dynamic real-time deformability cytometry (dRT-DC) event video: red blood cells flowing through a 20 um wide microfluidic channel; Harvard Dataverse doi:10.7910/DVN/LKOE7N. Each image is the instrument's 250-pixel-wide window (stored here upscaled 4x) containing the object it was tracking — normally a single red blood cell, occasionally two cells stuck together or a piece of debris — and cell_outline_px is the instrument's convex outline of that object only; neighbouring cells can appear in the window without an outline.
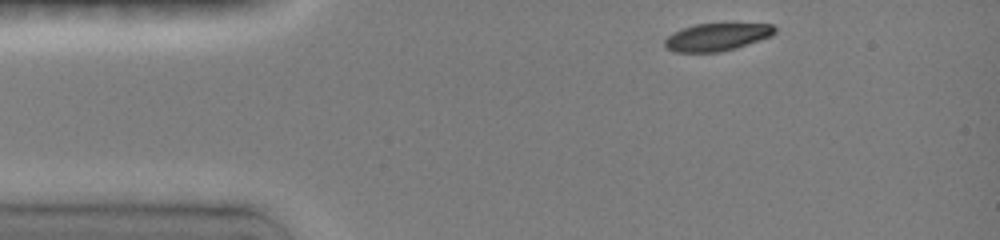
{"species": "common noctule bat (a hibernating species)", "species_latin": "Nyctalus noctula", "temperature_condition": "room temperature", "stored_images_in_passage": 32, "camera_frame_rate_fps": 3000, "um_per_image_px": 0.085, "animal": {"sex": "female", "body_mass_g": 19.0, "forearm_length_mm": 51.5}, "frame": {"image": 1, "passage_image": 1, "time_ms": 0.0, "image_size_px": [1000, 240], "cell_outline_px": [[776, 32], [772, 36], [720, 52], [676, 52], [668, 48], [664, 44], [664, 40], [668, 36], [684, 28], [696, 24], [772, 24], [776, 28]], "centroid_in_image_um": [60.95, 3.14], "position_along_channel_um": 24.1, "area_um2": 17.28}}
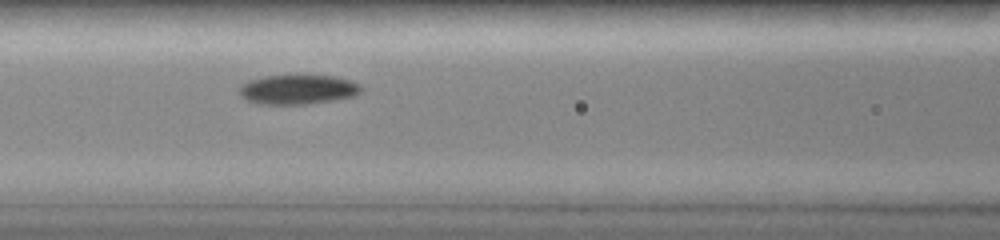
{"frame": {"image": 2, "passage_image": 12, "time_ms": 4.333, "image_size_px": [1000, 240], "cell_outline_px": [[360, 92], [352, 96], [332, 100], [308, 104], [256, 104], [248, 100], [240, 92], [240, 88], [248, 80], [264, 76], [292, 72], [300, 72], [332, 76], [348, 80], [356, 84], [360, 88]], "centroid_in_image_um": [25.27, 7.55], "position_along_channel_um": 141.3, "area_um2": 21.44}}
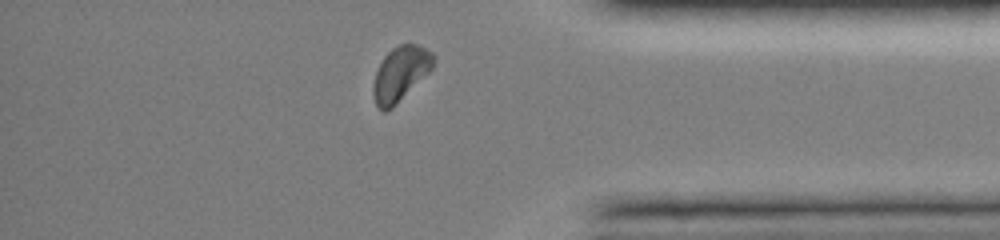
{"frame": {"image": 3, "passage_image": 29, "time_ms": 11.0, "image_size_px": [1000, 240], "cell_outline_px": [[436, 56], [432, 68], [392, 108], [384, 112], [376, 104], [372, 92], [372, 88], [376, 72], [384, 56], [392, 48], [400, 44], [416, 44], [432, 52]], "centroid_in_image_um": [34.03, 6.25], "position_along_channel_um": 401.2, "area_um2": 18.79}, "authors_computed_cell_mechanics": {"area_um2": 19.7965, "velocity_mm_per_s": 4.0128, "shape_relaxation_time_tau1_ms": 1.9967, "shape_relaxation_time_tau2_ms": null, "deformation_change_tau1": 0.1331, "deformation_change_tau2": null}}